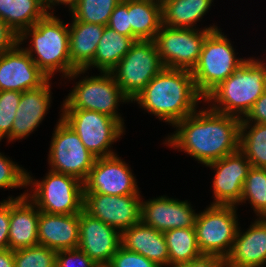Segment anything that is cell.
<instances>
[{
	"label": "cell",
	"instance_id": "f6af8a7d",
	"mask_svg": "<svg viewBox=\"0 0 266 267\" xmlns=\"http://www.w3.org/2000/svg\"><path fill=\"white\" fill-rule=\"evenodd\" d=\"M262 218L266 221V214Z\"/></svg>",
	"mask_w": 266,
	"mask_h": 267
},
{
	"label": "cell",
	"instance_id": "d4e9b609",
	"mask_svg": "<svg viewBox=\"0 0 266 267\" xmlns=\"http://www.w3.org/2000/svg\"><path fill=\"white\" fill-rule=\"evenodd\" d=\"M214 0H163L162 25L172 28L198 29ZM196 24V25H195Z\"/></svg>",
	"mask_w": 266,
	"mask_h": 267
},
{
	"label": "cell",
	"instance_id": "cb8c5ba5",
	"mask_svg": "<svg viewBox=\"0 0 266 267\" xmlns=\"http://www.w3.org/2000/svg\"><path fill=\"white\" fill-rule=\"evenodd\" d=\"M69 25V54L71 64L85 69L95 57V51L105 26L81 21H71Z\"/></svg>",
	"mask_w": 266,
	"mask_h": 267
},
{
	"label": "cell",
	"instance_id": "277c9868",
	"mask_svg": "<svg viewBox=\"0 0 266 267\" xmlns=\"http://www.w3.org/2000/svg\"><path fill=\"white\" fill-rule=\"evenodd\" d=\"M247 60L206 97L204 103L223 114L243 119L266 90V62ZM210 103V104H209Z\"/></svg>",
	"mask_w": 266,
	"mask_h": 267
},
{
	"label": "cell",
	"instance_id": "4fadbf2b",
	"mask_svg": "<svg viewBox=\"0 0 266 267\" xmlns=\"http://www.w3.org/2000/svg\"><path fill=\"white\" fill-rule=\"evenodd\" d=\"M115 154L96 158L83 182L84 193L123 196L140 194L137 179L129 164Z\"/></svg>",
	"mask_w": 266,
	"mask_h": 267
},
{
	"label": "cell",
	"instance_id": "83f0119b",
	"mask_svg": "<svg viewBox=\"0 0 266 267\" xmlns=\"http://www.w3.org/2000/svg\"><path fill=\"white\" fill-rule=\"evenodd\" d=\"M134 40L121 35L105 26L102 37L95 51L94 60L84 69L96 68L99 72H111L118 62L128 53Z\"/></svg>",
	"mask_w": 266,
	"mask_h": 267
},
{
	"label": "cell",
	"instance_id": "f35d334b",
	"mask_svg": "<svg viewBox=\"0 0 266 267\" xmlns=\"http://www.w3.org/2000/svg\"><path fill=\"white\" fill-rule=\"evenodd\" d=\"M26 193L25 190L17 197L9 196L6 200L0 201V251L9 248L10 198H22Z\"/></svg>",
	"mask_w": 266,
	"mask_h": 267
},
{
	"label": "cell",
	"instance_id": "f1b7e54d",
	"mask_svg": "<svg viewBox=\"0 0 266 267\" xmlns=\"http://www.w3.org/2000/svg\"><path fill=\"white\" fill-rule=\"evenodd\" d=\"M169 251V264L189 263L204 256L199 250L195 228H176L163 232Z\"/></svg>",
	"mask_w": 266,
	"mask_h": 267
},
{
	"label": "cell",
	"instance_id": "5b68a950",
	"mask_svg": "<svg viewBox=\"0 0 266 267\" xmlns=\"http://www.w3.org/2000/svg\"><path fill=\"white\" fill-rule=\"evenodd\" d=\"M235 50L220 27L204 40L199 60L191 71L196 89L204 98L247 60L237 57Z\"/></svg>",
	"mask_w": 266,
	"mask_h": 267
},
{
	"label": "cell",
	"instance_id": "f546056e",
	"mask_svg": "<svg viewBox=\"0 0 266 267\" xmlns=\"http://www.w3.org/2000/svg\"><path fill=\"white\" fill-rule=\"evenodd\" d=\"M239 150L252 167L266 168V124L241 122Z\"/></svg>",
	"mask_w": 266,
	"mask_h": 267
},
{
	"label": "cell",
	"instance_id": "5bb4252c",
	"mask_svg": "<svg viewBox=\"0 0 266 267\" xmlns=\"http://www.w3.org/2000/svg\"><path fill=\"white\" fill-rule=\"evenodd\" d=\"M141 194L123 196L84 193L83 209L121 233L141 222Z\"/></svg>",
	"mask_w": 266,
	"mask_h": 267
},
{
	"label": "cell",
	"instance_id": "9c48e42d",
	"mask_svg": "<svg viewBox=\"0 0 266 267\" xmlns=\"http://www.w3.org/2000/svg\"><path fill=\"white\" fill-rule=\"evenodd\" d=\"M60 117L80 137L88 151L97 158L115 155L112 144L122 138L125 126L118 120L84 109H61Z\"/></svg>",
	"mask_w": 266,
	"mask_h": 267
},
{
	"label": "cell",
	"instance_id": "44dd1931",
	"mask_svg": "<svg viewBox=\"0 0 266 267\" xmlns=\"http://www.w3.org/2000/svg\"><path fill=\"white\" fill-rule=\"evenodd\" d=\"M38 242L56 252L77 249L79 244V213L50 214L40 211Z\"/></svg>",
	"mask_w": 266,
	"mask_h": 267
},
{
	"label": "cell",
	"instance_id": "ab89813d",
	"mask_svg": "<svg viewBox=\"0 0 266 267\" xmlns=\"http://www.w3.org/2000/svg\"><path fill=\"white\" fill-rule=\"evenodd\" d=\"M241 122L266 124V90L252 106Z\"/></svg>",
	"mask_w": 266,
	"mask_h": 267
},
{
	"label": "cell",
	"instance_id": "8992f818",
	"mask_svg": "<svg viewBox=\"0 0 266 267\" xmlns=\"http://www.w3.org/2000/svg\"><path fill=\"white\" fill-rule=\"evenodd\" d=\"M27 171L26 196L39 211L50 214H77L83 210L84 188L78 178L49 170L42 181L33 179Z\"/></svg>",
	"mask_w": 266,
	"mask_h": 267
},
{
	"label": "cell",
	"instance_id": "e0dca14e",
	"mask_svg": "<svg viewBox=\"0 0 266 267\" xmlns=\"http://www.w3.org/2000/svg\"><path fill=\"white\" fill-rule=\"evenodd\" d=\"M47 80L19 43L0 56V91L24 92L39 88Z\"/></svg>",
	"mask_w": 266,
	"mask_h": 267
},
{
	"label": "cell",
	"instance_id": "8d00e7d4",
	"mask_svg": "<svg viewBox=\"0 0 266 267\" xmlns=\"http://www.w3.org/2000/svg\"><path fill=\"white\" fill-rule=\"evenodd\" d=\"M107 26L121 35L132 38V27L128 13V0H121L116 5L109 18Z\"/></svg>",
	"mask_w": 266,
	"mask_h": 267
},
{
	"label": "cell",
	"instance_id": "74e56055",
	"mask_svg": "<svg viewBox=\"0 0 266 267\" xmlns=\"http://www.w3.org/2000/svg\"><path fill=\"white\" fill-rule=\"evenodd\" d=\"M56 267H99L79 249L57 252Z\"/></svg>",
	"mask_w": 266,
	"mask_h": 267
},
{
	"label": "cell",
	"instance_id": "4dcf8cb0",
	"mask_svg": "<svg viewBox=\"0 0 266 267\" xmlns=\"http://www.w3.org/2000/svg\"><path fill=\"white\" fill-rule=\"evenodd\" d=\"M250 203L257 217L266 214V168L251 167L245 179L240 203Z\"/></svg>",
	"mask_w": 266,
	"mask_h": 267
},
{
	"label": "cell",
	"instance_id": "d590c367",
	"mask_svg": "<svg viewBox=\"0 0 266 267\" xmlns=\"http://www.w3.org/2000/svg\"><path fill=\"white\" fill-rule=\"evenodd\" d=\"M107 267H160L154 261L148 260L139 253L126 250L120 247L113 255L111 262Z\"/></svg>",
	"mask_w": 266,
	"mask_h": 267
},
{
	"label": "cell",
	"instance_id": "7bdbcfd3",
	"mask_svg": "<svg viewBox=\"0 0 266 267\" xmlns=\"http://www.w3.org/2000/svg\"><path fill=\"white\" fill-rule=\"evenodd\" d=\"M77 0H43L45 9L48 14H54V6L65 5L69 11L75 6ZM57 4V5H56ZM51 10V11H50ZM53 10V11H52Z\"/></svg>",
	"mask_w": 266,
	"mask_h": 267
},
{
	"label": "cell",
	"instance_id": "9a60e30c",
	"mask_svg": "<svg viewBox=\"0 0 266 267\" xmlns=\"http://www.w3.org/2000/svg\"><path fill=\"white\" fill-rule=\"evenodd\" d=\"M214 170L212 181L213 202L211 205H232L240 203L243 185L252 167L244 154L237 150L207 165Z\"/></svg>",
	"mask_w": 266,
	"mask_h": 267
},
{
	"label": "cell",
	"instance_id": "b9f144b4",
	"mask_svg": "<svg viewBox=\"0 0 266 267\" xmlns=\"http://www.w3.org/2000/svg\"><path fill=\"white\" fill-rule=\"evenodd\" d=\"M166 267H221V263L215 259L203 257L194 262L169 264Z\"/></svg>",
	"mask_w": 266,
	"mask_h": 267
},
{
	"label": "cell",
	"instance_id": "52a82bcc",
	"mask_svg": "<svg viewBox=\"0 0 266 267\" xmlns=\"http://www.w3.org/2000/svg\"><path fill=\"white\" fill-rule=\"evenodd\" d=\"M237 206L209 205L197 212L195 231L199 250L204 257L222 263L229 255L240 222Z\"/></svg>",
	"mask_w": 266,
	"mask_h": 267
},
{
	"label": "cell",
	"instance_id": "d6a6232c",
	"mask_svg": "<svg viewBox=\"0 0 266 267\" xmlns=\"http://www.w3.org/2000/svg\"><path fill=\"white\" fill-rule=\"evenodd\" d=\"M57 252L43 245L14 250L15 267H56Z\"/></svg>",
	"mask_w": 266,
	"mask_h": 267
},
{
	"label": "cell",
	"instance_id": "d6986e66",
	"mask_svg": "<svg viewBox=\"0 0 266 267\" xmlns=\"http://www.w3.org/2000/svg\"><path fill=\"white\" fill-rule=\"evenodd\" d=\"M51 80L48 79L39 88L21 92L11 134L6 140L8 143L26 139L44 120L52 102Z\"/></svg>",
	"mask_w": 266,
	"mask_h": 267
},
{
	"label": "cell",
	"instance_id": "6da1fadb",
	"mask_svg": "<svg viewBox=\"0 0 266 267\" xmlns=\"http://www.w3.org/2000/svg\"><path fill=\"white\" fill-rule=\"evenodd\" d=\"M240 125V118L207 106L178 121L163 144L207 165L239 150Z\"/></svg>",
	"mask_w": 266,
	"mask_h": 267
},
{
	"label": "cell",
	"instance_id": "1f68e13d",
	"mask_svg": "<svg viewBox=\"0 0 266 267\" xmlns=\"http://www.w3.org/2000/svg\"><path fill=\"white\" fill-rule=\"evenodd\" d=\"M121 0H77L70 10L72 21L107 26L109 18Z\"/></svg>",
	"mask_w": 266,
	"mask_h": 267
},
{
	"label": "cell",
	"instance_id": "7402d4cb",
	"mask_svg": "<svg viewBox=\"0 0 266 267\" xmlns=\"http://www.w3.org/2000/svg\"><path fill=\"white\" fill-rule=\"evenodd\" d=\"M39 209L27 197L10 198L9 249L36 246L38 242Z\"/></svg>",
	"mask_w": 266,
	"mask_h": 267
},
{
	"label": "cell",
	"instance_id": "2e32d148",
	"mask_svg": "<svg viewBox=\"0 0 266 267\" xmlns=\"http://www.w3.org/2000/svg\"><path fill=\"white\" fill-rule=\"evenodd\" d=\"M122 246L121 232L88 214L79 213V244L84 252L99 267H107L113 255Z\"/></svg>",
	"mask_w": 266,
	"mask_h": 267
},
{
	"label": "cell",
	"instance_id": "3957f363",
	"mask_svg": "<svg viewBox=\"0 0 266 267\" xmlns=\"http://www.w3.org/2000/svg\"><path fill=\"white\" fill-rule=\"evenodd\" d=\"M31 37V38H30ZM29 41L23 49L30 55L38 68L51 79L56 72L61 77L73 80L87 73L84 69H76L71 64L69 54V23L66 25L59 17L47 14L32 27L25 29L18 36L20 45ZM25 41V43H24Z\"/></svg>",
	"mask_w": 266,
	"mask_h": 267
},
{
	"label": "cell",
	"instance_id": "8fae6325",
	"mask_svg": "<svg viewBox=\"0 0 266 267\" xmlns=\"http://www.w3.org/2000/svg\"><path fill=\"white\" fill-rule=\"evenodd\" d=\"M215 29L218 26L214 24L201 29L162 25L154 42L164 68L192 71L199 60L204 40Z\"/></svg>",
	"mask_w": 266,
	"mask_h": 267
},
{
	"label": "cell",
	"instance_id": "7c38bea8",
	"mask_svg": "<svg viewBox=\"0 0 266 267\" xmlns=\"http://www.w3.org/2000/svg\"><path fill=\"white\" fill-rule=\"evenodd\" d=\"M54 129L48 155L50 170L84 182L97 157L86 149L80 137L61 117Z\"/></svg>",
	"mask_w": 266,
	"mask_h": 267
},
{
	"label": "cell",
	"instance_id": "60d3db41",
	"mask_svg": "<svg viewBox=\"0 0 266 267\" xmlns=\"http://www.w3.org/2000/svg\"><path fill=\"white\" fill-rule=\"evenodd\" d=\"M18 43V35L0 19V56Z\"/></svg>",
	"mask_w": 266,
	"mask_h": 267
},
{
	"label": "cell",
	"instance_id": "ee69618b",
	"mask_svg": "<svg viewBox=\"0 0 266 267\" xmlns=\"http://www.w3.org/2000/svg\"><path fill=\"white\" fill-rule=\"evenodd\" d=\"M0 267H15L13 250L7 248L0 251Z\"/></svg>",
	"mask_w": 266,
	"mask_h": 267
},
{
	"label": "cell",
	"instance_id": "ffe728a7",
	"mask_svg": "<svg viewBox=\"0 0 266 267\" xmlns=\"http://www.w3.org/2000/svg\"><path fill=\"white\" fill-rule=\"evenodd\" d=\"M239 226L232 249L221 267H264L266 265V221L255 217L246 231Z\"/></svg>",
	"mask_w": 266,
	"mask_h": 267
},
{
	"label": "cell",
	"instance_id": "603a6c76",
	"mask_svg": "<svg viewBox=\"0 0 266 267\" xmlns=\"http://www.w3.org/2000/svg\"><path fill=\"white\" fill-rule=\"evenodd\" d=\"M121 244L126 250L139 253L160 267L169 265V251L163 232L142 221L121 233Z\"/></svg>",
	"mask_w": 266,
	"mask_h": 267
},
{
	"label": "cell",
	"instance_id": "7a4b0ae2",
	"mask_svg": "<svg viewBox=\"0 0 266 267\" xmlns=\"http://www.w3.org/2000/svg\"><path fill=\"white\" fill-rule=\"evenodd\" d=\"M133 101L173 127L194 113L205 98L197 91L190 70L163 68Z\"/></svg>",
	"mask_w": 266,
	"mask_h": 267
},
{
	"label": "cell",
	"instance_id": "484cf974",
	"mask_svg": "<svg viewBox=\"0 0 266 267\" xmlns=\"http://www.w3.org/2000/svg\"><path fill=\"white\" fill-rule=\"evenodd\" d=\"M132 39L154 40L162 26V6L157 0H128Z\"/></svg>",
	"mask_w": 266,
	"mask_h": 267
},
{
	"label": "cell",
	"instance_id": "4316f807",
	"mask_svg": "<svg viewBox=\"0 0 266 267\" xmlns=\"http://www.w3.org/2000/svg\"><path fill=\"white\" fill-rule=\"evenodd\" d=\"M47 14L43 0H0V19L18 36Z\"/></svg>",
	"mask_w": 266,
	"mask_h": 267
},
{
	"label": "cell",
	"instance_id": "ba28073f",
	"mask_svg": "<svg viewBox=\"0 0 266 267\" xmlns=\"http://www.w3.org/2000/svg\"><path fill=\"white\" fill-rule=\"evenodd\" d=\"M100 74V75H99ZM81 77L61 104V109H84L96 111L118 120L125 126V120L117 111L119 103L131 102L122 92L110 72Z\"/></svg>",
	"mask_w": 266,
	"mask_h": 267
},
{
	"label": "cell",
	"instance_id": "ac0fdd59",
	"mask_svg": "<svg viewBox=\"0 0 266 267\" xmlns=\"http://www.w3.org/2000/svg\"><path fill=\"white\" fill-rule=\"evenodd\" d=\"M191 205L188 200L182 201L166 195L146 201L143 199L141 221L161 232L194 228L197 213Z\"/></svg>",
	"mask_w": 266,
	"mask_h": 267
},
{
	"label": "cell",
	"instance_id": "836d02e7",
	"mask_svg": "<svg viewBox=\"0 0 266 267\" xmlns=\"http://www.w3.org/2000/svg\"><path fill=\"white\" fill-rule=\"evenodd\" d=\"M27 170L0 152V189L27 188Z\"/></svg>",
	"mask_w": 266,
	"mask_h": 267
},
{
	"label": "cell",
	"instance_id": "30bf717a",
	"mask_svg": "<svg viewBox=\"0 0 266 267\" xmlns=\"http://www.w3.org/2000/svg\"><path fill=\"white\" fill-rule=\"evenodd\" d=\"M164 68L154 40H136L110 72L122 92L132 101Z\"/></svg>",
	"mask_w": 266,
	"mask_h": 267
},
{
	"label": "cell",
	"instance_id": "e575fe53",
	"mask_svg": "<svg viewBox=\"0 0 266 267\" xmlns=\"http://www.w3.org/2000/svg\"><path fill=\"white\" fill-rule=\"evenodd\" d=\"M21 92L0 91V140L11 134Z\"/></svg>",
	"mask_w": 266,
	"mask_h": 267
}]
</instances>
